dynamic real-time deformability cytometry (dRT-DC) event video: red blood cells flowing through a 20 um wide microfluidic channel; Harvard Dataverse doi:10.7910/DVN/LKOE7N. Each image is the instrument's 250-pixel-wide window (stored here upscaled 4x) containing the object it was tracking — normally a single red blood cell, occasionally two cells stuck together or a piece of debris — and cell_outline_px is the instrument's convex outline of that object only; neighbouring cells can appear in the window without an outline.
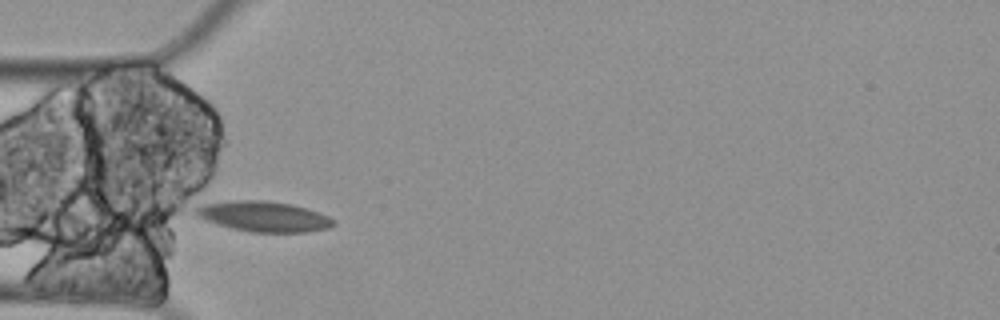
{"species": "Egyptian fruit bat (a non-hibernating species)", "species_latin": "Rousettus aegyptiacus", "temperature_condition": "cold", "stored_images_in_passage": 9, "camera_frame_rate_fps": 3000, "um_per_image_px": 0.085, "animal": {"sex": "female"}, "frame": {"image": 1, "passage_image": 3, "time_ms": 0.667, "image_size_px": [1000, 320], "cell_outline_px": [[336, 224], [328, 228], [304, 232], [248, 232], [232, 228], [204, 220], [196, 216], [192, 212], [200, 204], [236, 200], [264, 200], [292, 204], [328, 216], [336, 220]], "centroid_in_image_um": [22.37, 18.4], "position_along_channel_um": 62.6, "area_um2": 24.39}}
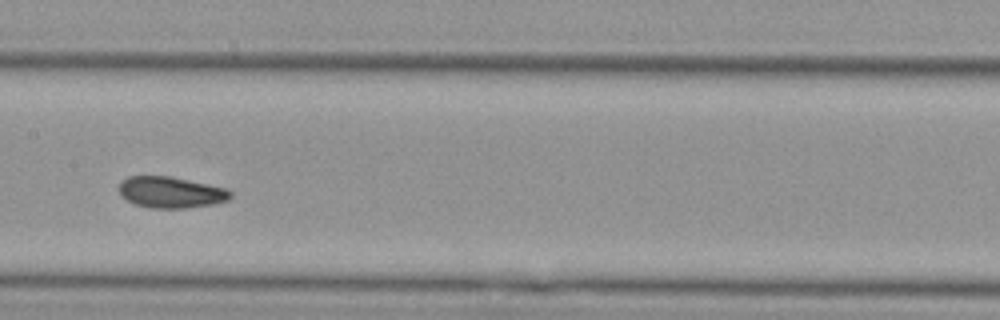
{"frame": {"image": 2, "passage_image": 6, "time_ms": 1.667, "image_size_px": [1000, 320], "cell_outline_px": [[232, 196], [228, 200], [212, 204], [184, 208], [152, 208], [136, 204], [120, 196], [116, 188], [120, 180], [128, 176], [172, 176], [228, 188], [232, 192]], "centroid_in_image_um": [14.49, 16.33], "position_along_channel_um": 192.9, "area_um2": 20.63}}
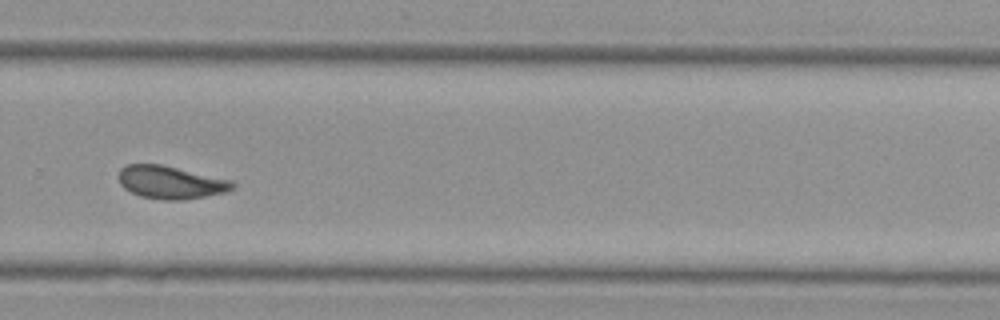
{"frame": {"image": 3, "passage_image": 9, "time_ms": 2.667, "image_size_px": [1000, 320], "cell_outline_px": [[236, 184], [232, 188], [224, 192], [184, 200], [164, 200], [140, 196], [124, 188], [120, 184], [120, 168], [128, 164], [160, 164], [232, 180]], "centroid_in_image_um": [14.5, 15.5], "position_along_channel_um": 315.3, "area_um2": 21.56}}